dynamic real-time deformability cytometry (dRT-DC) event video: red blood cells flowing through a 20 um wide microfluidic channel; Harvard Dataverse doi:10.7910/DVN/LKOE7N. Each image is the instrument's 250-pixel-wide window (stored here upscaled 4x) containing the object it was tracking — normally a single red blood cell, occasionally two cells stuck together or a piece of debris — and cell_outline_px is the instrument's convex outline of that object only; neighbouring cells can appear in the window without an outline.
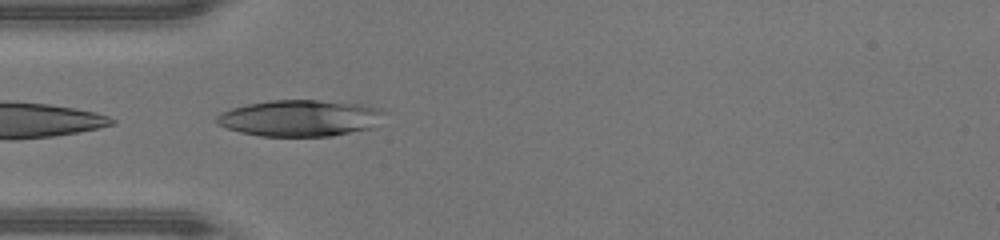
{"species": "human", "species_latin": "Homo sapiens", "temperature_condition": "warm", "stored_images_in_passage": 18, "camera_frame_rate_fps": 3000, "um_per_image_px": 0.085, "donor": {"sex": "male"}, "frame": {"image": 1, "passage_image": 2, "time_ms": 0.333, "image_size_px": [1000, 240], "cell_outline_px": [[384, 112], [372, 128], [332, 136], [260, 136], [240, 132], [216, 124], [216, 116], [220, 112], [232, 108], [248, 104], [268, 100], [316, 100], [360, 104], [380, 108]], "centroid_in_image_um": [25.45, 10.04], "position_along_channel_um": 59.5, "area_um2": 35.43}}
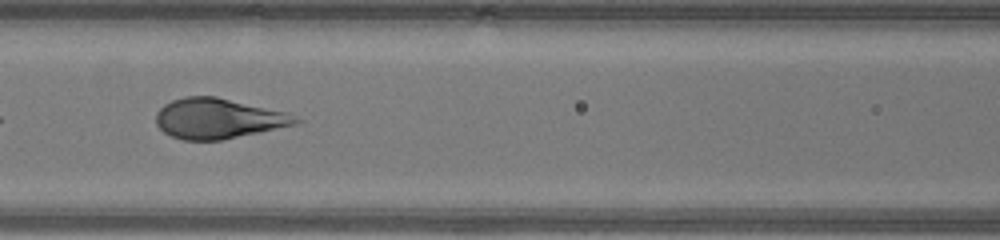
{"frame": {"image": 2, "passage_image": 8, "time_ms": 2.333, "image_size_px": [1000, 240], "cell_outline_px": [[304, 120], [296, 124], [260, 132], [220, 140], [184, 140], [172, 136], [164, 132], [156, 124], [156, 112], [164, 104], [172, 100], [188, 96], [216, 96], [288, 112]], "centroid_in_image_um": [18.56, 10.06], "position_along_channel_um": 148.0, "area_um2": 32.77}}
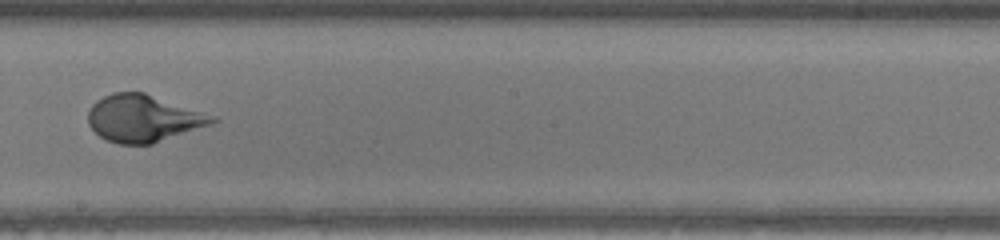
{"frame": {"image": 3, "passage_image": 14, "time_ms": 4.333, "image_size_px": [1000, 240], "cell_outline_px": [[220, 120], [212, 124], [152, 144], [120, 144], [108, 140], [100, 136], [88, 124], [88, 112], [92, 104], [96, 100], [112, 92], [144, 92], [216, 116]], "centroid_in_image_um": [12.19, 10.05], "position_along_channel_um": 236.0, "area_um2": 34.04}}